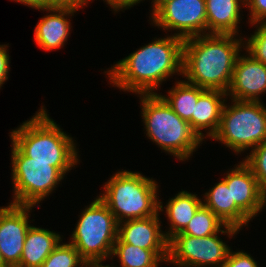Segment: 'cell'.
Segmentation results:
<instances>
[{
  "mask_svg": "<svg viewBox=\"0 0 266 267\" xmlns=\"http://www.w3.org/2000/svg\"><path fill=\"white\" fill-rule=\"evenodd\" d=\"M184 40L175 35L158 38L120 60L107 73L113 86L136 94H155L174 73L183 74Z\"/></svg>",
  "mask_w": 266,
  "mask_h": 267,
  "instance_id": "1",
  "label": "cell"
},
{
  "mask_svg": "<svg viewBox=\"0 0 266 267\" xmlns=\"http://www.w3.org/2000/svg\"><path fill=\"white\" fill-rule=\"evenodd\" d=\"M232 34H203L184 39L183 76L186 82L208 90L227 92L242 38Z\"/></svg>",
  "mask_w": 266,
  "mask_h": 267,
  "instance_id": "2",
  "label": "cell"
},
{
  "mask_svg": "<svg viewBox=\"0 0 266 267\" xmlns=\"http://www.w3.org/2000/svg\"><path fill=\"white\" fill-rule=\"evenodd\" d=\"M47 113L42 106L29 121L12 130L11 140L30 161L52 162L65 175L78 163L76 145Z\"/></svg>",
  "mask_w": 266,
  "mask_h": 267,
  "instance_id": "3",
  "label": "cell"
},
{
  "mask_svg": "<svg viewBox=\"0 0 266 267\" xmlns=\"http://www.w3.org/2000/svg\"><path fill=\"white\" fill-rule=\"evenodd\" d=\"M148 138L180 161L188 159L203 141L190 123L179 117L158 94H140Z\"/></svg>",
  "mask_w": 266,
  "mask_h": 267,
  "instance_id": "4",
  "label": "cell"
},
{
  "mask_svg": "<svg viewBox=\"0 0 266 267\" xmlns=\"http://www.w3.org/2000/svg\"><path fill=\"white\" fill-rule=\"evenodd\" d=\"M103 187L105 192L98 197L118 223L148 218L163 211L162 202L157 198L156 181L139 172H117Z\"/></svg>",
  "mask_w": 266,
  "mask_h": 267,
  "instance_id": "5",
  "label": "cell"
},
{
  "mask_svg": "<svg viewBox=\"0 0 266 267\" xmlns=\"http://www.w3.org/2000/svg\"><path fill=\"white\" fill-rule=\"evenodd\" d=\"M231 100L232 106L224 105L219 128L212 139L238 154L266 141V108L260 101Z\"/></svg>",
  "mask_w": 266,
  "mask_h": 267,
  "instance_id": "6",
  "label": "cell"
},
{
  "mask_svg": "<svg viewBox=\"0 0 266 267\" xmlns=\"http://www.w3.org/2000/svg\"><path fill=\"white\" fill-rule=\"evenodd\" d=\"M71 244L86 261H104L112 255L118 238V222L106 204L97 197L80 215Z\"/></svg>",
  "mask_w": 266,
  "mask_h": 267,
  "instance_id": "7",
  "label": "cell"
},
{
  "mask_svg": "<svg viewBox=\"0 0 266 267\" xmlns=\"http://www.w3.org/2000/svg\"><path fill=\"white\" fill-rule=\"evenodd\" d=\"M12 180L16 205L35 206L46 198L65 175L52 162L30 161L12 143Z\"/></svg>",
  "mask_w": 266,
  "mask_h": 267,
  "instance_id": "8",
  "label": "cell"
},
{
  "mask_svg": "<svg viewBox=\"0 0 266 267\" xmlns=\"http://www.w3.org/2000/svg\"><path fill=\"white\" fill-rule=\"evenodd\" d=\"M238 231L224 225L223 230L205 237L176 234L168 241L167 262L179 267H222L231 249L217 235L220 232L232 237Z\"/></svg>",
  "mask_w": 266,
  "mask_h": 267,
  "instance_id": "9",
  "label": "cell"
},
{
  "mask_svg": "<svg viewBox=\"0 0 266 267\" xmlns=\"http://www.w3.org/2000/svg\"><path fill=\"white\" fill-rule=\"evenodd\" d=\"M151 17L154 25L163 30H179L174 35L183 40L207 34L205 0H170Z\"/></svg>",
  "mask_w": 266,
  "mask_h": 267,
  "instance_id": "10",
  "label": "cell"
},
{
  "mask_svg": "<svg viewBox=\"0 0 266 267\" xmlns=\"http://www.w3.org/2000/svg\"><path fill=\"white\" fill-rule=\"evenodd\" d=\"M33 206L9 204L0 207V253L8 267H17L30 228L28 216Z\"/></svg>",
  "mask_w": 266,
  "mask_h": 267,
  "instance_id": "11",
  "label": "cell"
},
{
  "mask_svg": "<svg viewBox=\"0 0 266 267\" xmlns=\"http://www.w3.org/2000/svg\"><path fill=\"white\" fill-rule=\"evenodd\" d=\"M238 166V167H237ZM226 174L223 181L231 185V203H235L250 219L262 211L266 192L250 167L243 161Z\"/></svg>",
  "mask_w": 266,
  "mask_h": 267,
  "instance_id": "12",
  "label": "cell"
},
{
  "mask_svg": "<svg viewBox=\"0 0 266 267\" xmlns=\"http://www.w3.org/2000/svg\"><path fill=\"white\" fill-rule=\"evenodd\" d=\"M263 92H266V65L251 54L239 55L227 95L238 101H261L259 96Z\"/></svg>",
  "mask_w": 266,
  "mask_h": 267,
  "instance_id": "13",
  "label": "cell"
},
{
  "mask_svg": "<svg viewBox=\"0 0 266 267\" xmlns=\"http://www.w3.org/2000/svg\"><path fill=\"white\" fill-rule=\"evenodd\" d=\"M158 216L159 213L144 219L118 223V237L124 243L152 250L163 262H167L168 240L161 231Z\"/></svg>",
  "mask_w": 266,
  "mask_h": 267,
  "instance_id": "14",
  "label": "cell"
},
{
  "mask_svg": "<svg viewBox=\"0 0 266 267\" xmlns=\"http://www.w3.org/2000/svg\"><path fill=\"white\" fill-rule=\"evenodd\" d=\"M77 10L73 7H53L46 9L51 14H47L40 19L36 25L34 31L36 44L46 51L55 50L64 46L71 29V22L68 21L67 15H73Z\"/></svg>",
  "mask_w": 266,
  "mask_h": 267,
  "instance_id": "15",
  "label": "cell"
},
{
  "mask_svg": "<svg viewBox=\"0 0 266 267\" xmlns=\"http://www.w3.org/2000/svg\"><path fill=\"white\" fill-rule=\"evenodd\" d=\"M226 92L221 90L206 89L199 97L192 115V130L204 140L202 129H208L207 136L213 138L216 134L222 111L224 108ZM224 97V98H223ZM223 100V101H222Z\"/></svg>",
  "mask_w": 266,
  "mask_h": 267,
  "instance_id": "16",
  "label": "cell"
},
{
  "mask_svg": "<svg viewBox=\"0 0 266 267\" xmlns=\"http://www.w3.org/2000/svg\"><path fill=\"white\" fill-rule=\"evenodd\" d=\"M204 196L202 204L209 208L225 225L240 230L251 220L235 203H231V185H227L223 180Z\"/></svg>",
  "mask_w": 266,
  "mask_h": 267,
  "instance_id": "17",
  "label": "cell"
},
{
  "mask_svg": "<svg viewBox=\"0 0 266 267\" xmlns=\"http://www.w3.org/2000/svg\"><path fill=\"white\" fill-rule=\"evenodd\" d=\"M207 34H238L241 4L245 0H205ZM241 4H240V3Z\"/></svg>",
  "mask_w": 266,
  "mask_h": 267,
  "instance_id": "18",
  "label": "cell"
},
{
  "mask_svg": "<svg viewBox=\"0 0 266 267\" xmlns=\"http://www.w3.org/2000/svg\"><path fill=\"white\" fill-rule=\"evenodd\" d=\"M61 241V236L58 233L30 226L17 267H41L45 259Z\"/></svg>",
  "mask_w": 266,
  "mask_h": 267,
  "instance_id": "19",
  "label": "cell"
},
{
  "mask_svg": "<svg viewBox=\"0 0 266 267\" xmlns=\"http://www.w3.org/2000/svg\"><path fill=\"white\" fill-rule=\"evenodd\" d=\"M196 195L188 191H180L168 201L165 211L170 221V229L164 233L168 241L185 229L202 205L203 202Z\"/></svg>",
  "mask_w": 266,
  "mask_h": 267,
  "instance_id": "20",
  "label": "cell"
},
{
  "mask_svg": "<svg viewBox=\"0 0 266 267\" xmlns=\"http://www.w3.org/2000/svg\"><path fill=\"white\" fill-rule=\"evenodd\" d=\"M175 87V88H174ZM168 92V96L160 95L172 110L183 120L190 123L198 97L206 90L186 81H176V85Z\"/></svg>",
  "mask_w": 266,
  "mask_h": 267,
  "instance_id": "21",
  "label": "cell"
},
{
  "mask_svg": "<svg viewBox=\"0 0 266 267\" xmlns=\"http://www.w3.org/2000/svg\"><path fill=\"white\" fill-rule=\"evenodd\" d=\"M117 256L121 267H158L163 262L152 250L124 243L119 237L113 247L112 255Z\"/></svg>",
  "mask_w": 266,
  "mask_h": 267,
  "instance_id": "22",
  "label": "cell"
},
{
  "mask_svg": "<svg viewBox=\"0 0 266 267\" xmlns=\"http://www.w3.org/2000/svg\"><path fill=\"white\" fill-rule=\"evenodd\" d=\"M224 225L209 208L202 204L185 229L179 234L205 237L216 234L221 228H224Z\"/></svg>",
  "mask_w": 266,
  "mask_h": 267,
  "instance_id": "23",
  "label": "cell"
},
{
  "mask_svg": "<svg viewBox=\"0 0 266 267\" xmlns=\"http://www.w3.org/2000/svg\"><path fill=\"white\" fill-rule=\"evenodd\" d=\"M84 262L79 252L70 242L68 244L59 243L41 267H83Z\"/></svg>",
  "mask_w": 266,
  "mask_h": 267,
  "instance_id": "24",
  "label": "cell"
},
{
  "mask_svg": "<svg viewBox=\"0 0 266 267\" xmlns=\"http://www.w3.org/2000/svg\"><path fill=\"white\" fill-rule=\"evenodd\" d=\"M252 170L257 182L266 192V141L251 150L243 159Z\"/></svg>",
  "mask_w": 266,
  "mask_h": 267,
  "instance_id": "25",
  "label": "cell"
},
{
  "mask_svg": "<svg viewBox=\"0 0 266 267\" xmlns=\"http://www.w3.org/2000/svg\"><path fill=\"white\" fill-rule=\"evenodd\" d=\"M259 26V27H258ZM258 29L243 43L246 53L251 54L256 60L266 65V23H259Z\"/></svg>",
  "mask_w": 266,
  "mask_h": 267,
  "instance_id": "26",
  "label": "cell"
},
{
  "mask_svg": "<svg viewBox=\"0 0 266 267\" xmlns=\"http://www.w3.org/2000/svg\"><path fill=\"white\" fill-rule=\"evenodd\" d=\"M244 5L249 7L252 25L266 23V0H245Z\"/></svg>",
  "mask_w": 266,
  "mask_h": 267,
  "instance_id": "27",
  "label": "cell"
},
{
  "mask_svg": "<svg viewBox=\"0 0 266 267\" xmlns=\"http://www.w3.org/2000/svg\"><path fill=\"white\" fill-rule=\"evenodd\" d=\"M222 267H258L257 262L252 258L250 254L246 252L230 251L226 261L223 263Z\"/></svg>",
  "mask_w": 266,
  "mask_h": 267,
  "instance_id": "28",
  "label": "cell"
},
{
  "mask_svg": "<svg viewBox=\"0 0 266 267\" xmlns=\"http://www.w3.org/2000/svg\"><path fill=\"white\" fill-rule=\"evenodd\" d=\"M7 45H0V87L8 80L9 73V54L7 53Z\"/></svg>",
  "mask_w": 266,
  "mask_h": 267,
  "instance_id": "29",
  "label": "cell"
},
{
  "mask_svg": "<svg viewBox=\"0 0 266 267\" xmlns=\"http://www.w3.org/2000/svg\"><path fill=\"white\" fill-rule=\"evenodd\" d=\"M91 0H50V8L53 7H73L78 9L79 7L86 6Z\"/></svg>",
  "mask_w": 266,
  "mask_h": 267,
  "instance_id": "30",
  "label": "cell"
},
{
  "mask_svg": "<svg viewBox=\"0 0 266 267\" xmlns=\"http://www.w3.org/2000/svg\"><path fill=\"white\" fill-rule=\"evenodd\" d=\"M140 1L142 0H105V2H107V4L110 5V7L113 8L114 11H120V9H127L130 8L134 5H136V3H140Z\"/></svg>",
  "mask_w": 266,
  "mask_h": 267,
  "instance_id": "31",
  "label": "cell"
},
{
  "mask_svg": "<svg viewBox=\"0 0 266 267\" xmlns=\"http://www.w3.org/2000/svg\"><path fill=\"white\" fill-rule=\"evenodd\" d=\"M16 2H21L22 4H25L26 6H29L31 8L35 9H41L45 11L46 9L50 8V0H14Z\"/></svg>",
  "mask_w": 266,
  "mask_h": 267,
  "instance_id": "32",
  "label": "cell"
},
{
  "mask_svg": "<svg viewBox=\"0 0 266 267\" xmlns=\"http://www.w3.org/2000/svg\"><path fill=\"white\" fill-rule=\"evenodd\" d=\"M102 261H86L83 264V267H113L109 265H102Z\"/></svg>",
  "mask_w": 266,
  "mask_h": 267,
  "instance_id": "33",
  "label": "cell"
},
{
  "mask_svg": "<svg viewBox=\"0 0 266 267\" xmlns=\"http://www.w3.org/2000/svg\"><path fill=\"white\" fill-rule=\"evenodd\" d=\"M170 1V0H153V11L152 14L153 15L165 2Z\"/></svg>",
  "mask_w": 266,
  "mask_h": 267,
  "instance_id": "34",
  "label": "cell"
},
{
  "mask_svg": "<svg viewBox=\"0 0 266 267\" xmlns=\"http://www.w3.org/2000/svg\"><path fill=\"white\" fill-rule=\"evenodd\" d=\"M0 267H8L5 262L3 261V258L1 256V253H0Z\"/></svg>",
  "mask_w": 266,
  "mask_h": 267,
  "instance_id": "35",
  "label": "cell"
}]
</instances>
